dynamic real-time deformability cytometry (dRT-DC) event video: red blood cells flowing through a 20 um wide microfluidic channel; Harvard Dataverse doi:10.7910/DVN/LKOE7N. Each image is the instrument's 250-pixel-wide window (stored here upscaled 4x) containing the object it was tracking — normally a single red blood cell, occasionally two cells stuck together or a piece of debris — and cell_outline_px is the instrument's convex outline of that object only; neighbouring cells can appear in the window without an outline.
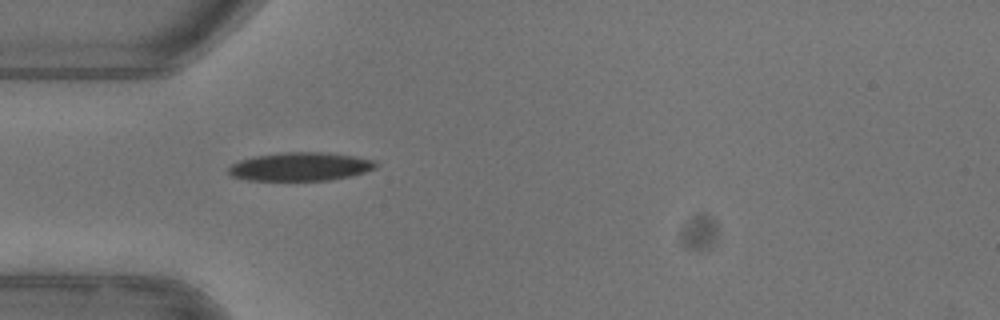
{"species": "common noctule bat (a hibernating species)", "species_latin": "Nyctalus noctula", "temperature_condition": "warm", "stored_images_in_passage": 37, "camera_frame_rate_fps": 3000, "um_per_image_px": 0.085, "animal": {"sex": "female"}, "frame": {"image": 1, "passage_image": 1, "time_ms": 0.0, "image_size_px": [1000, 320], "cell_outline_px": [[380, 164], [376, 168], [352, 176], [332, 180], [248, 180], [232, 176], [228, 172], [228, 168], [232, 164], [240, 160], [256, 156], [288, 152], [320, 152], [352, 156], [372, 160]], "centroid_in_image_um": [25.55, 14.17], "position_along_channel_um": 59.5, "area_um2": 24.22}, "authors_computed_cell_mechanics": {"area_um2": 24.4494, "velocity_mm_per_s": 3.959, "shape_relaxation_time_tau1_ms": 5.2607, "shape_relaxation_time_tau2_ms": null, "deformation_change_tau1": 0.1629, "deformation_change_tau2": null}}